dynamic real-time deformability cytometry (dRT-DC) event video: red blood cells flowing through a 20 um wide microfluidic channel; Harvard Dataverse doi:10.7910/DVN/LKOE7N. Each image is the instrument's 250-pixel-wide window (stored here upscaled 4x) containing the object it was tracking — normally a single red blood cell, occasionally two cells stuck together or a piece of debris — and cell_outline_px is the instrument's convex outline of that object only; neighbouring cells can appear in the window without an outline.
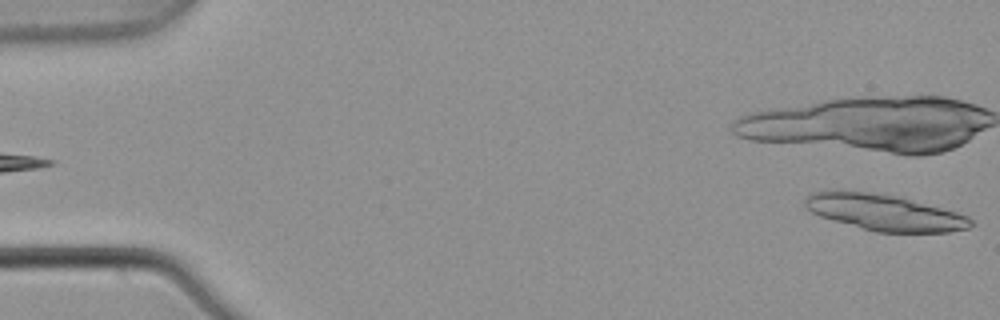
{"species": "common noctule bat (a hibernating species)", "species_latin": "Nyctalus noctula", "temperature_condition": "warm", "stored_images_in_passage": 6, "camera_frame_rate_fps": 3000, "um_per_image_px": 0.085, "animal": {"sex": "male", "body_mass_g": 21.5, "forearm_length_mm": 52.0}, "frame": {"image": 1, "passage_image": 6, "time_ms": 1.667, "image_size_px": [1000, 320], "cell_outline_px": [[972, 224], [968, 228], [948, 232], [876, 232], [820, 216], [812, 212], [804, 204], [804, 200], [812, 192], [868, 192], [892, 196], [956, 212], [968, 216], [972, 220]], "centroid_in_image_um": [75.2, 18.09], "position_along_channel_um": 9.8, "area_um2": 33.64}}